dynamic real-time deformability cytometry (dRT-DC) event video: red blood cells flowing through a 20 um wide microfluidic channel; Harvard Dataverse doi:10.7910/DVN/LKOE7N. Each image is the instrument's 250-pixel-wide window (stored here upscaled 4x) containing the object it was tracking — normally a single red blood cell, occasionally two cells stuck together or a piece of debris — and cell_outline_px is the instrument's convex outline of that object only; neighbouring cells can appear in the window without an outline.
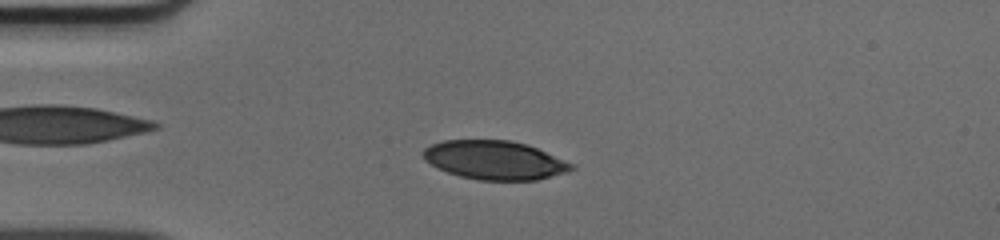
{"species": "human", "species_latin": "Homo sapiens", "temperature_condition": "cold", "stored_images_in_passage": 49, "camera_frame_rate_fps": 3000, "um_per_image_px": 0.085, "donor": {"sex": "male"}, "frame": {"image": 1, "passage_image": 12, "time_ms": 3.667, "image_size_px": [1000, 240], "cell_outline_px": [[576, 168], [568, 172], [536, 180], [476, 180], [460, 176], [448, 172], [424, 160], [420, 152], [424, 148], [432, 144], [444, 140], [512, 140], [528, 144], [576, 164]], "centroid_in_image_um": [42.08, 13.6], "position_along_channel_um": 42.9, "area_um2": 33.81}}
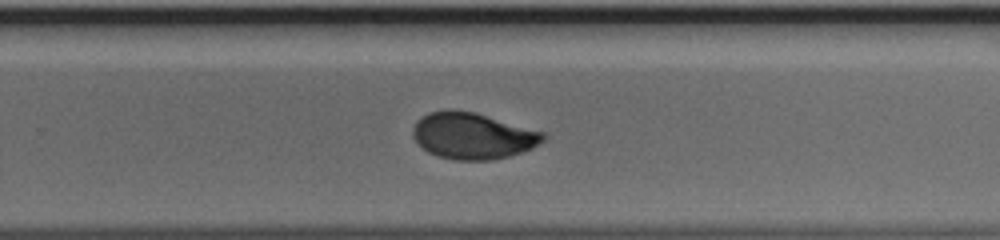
{"frame": {"image": 2, "passage_image": 32, "time_ms": 10.333, "image_size_px": [1000, 240], "cell_outline_px": [[548, 136], [544, 140], [532, 148], [508, 156], [492, 160], [456, 160], [440, 156], [428, 152], [412, 136], [412, 128], [416, 120], [428, 112], [452, 108], [476, 112], [544, 132]], "centroid_in_image_um": [40.17, 11.52], "position_along_channel_um": 289.6, "area_um2": 35.37}}
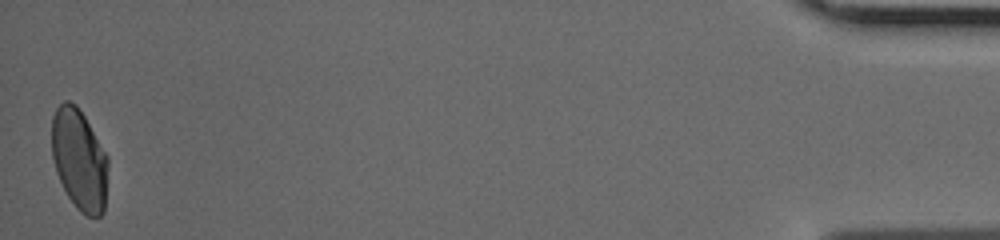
{"frame": {"image": 3, "passage_image": 49, "time_ms": 16.0, "image_size_px": [1000, 240], "cell_outline_px": [[108, 164], [104, 212], [100, 216], [84, 216], [76, 208], [68, 196], [56, 172], [52, 156], [52, 116], [56, 108], [64, 100], [68, 100], [76, 104], [84, 116], [108, 156]], "centroid_in_image_um": [6.74, 13.57], "position_along_channel_um": 428.5, "area_um2": 33.23}}